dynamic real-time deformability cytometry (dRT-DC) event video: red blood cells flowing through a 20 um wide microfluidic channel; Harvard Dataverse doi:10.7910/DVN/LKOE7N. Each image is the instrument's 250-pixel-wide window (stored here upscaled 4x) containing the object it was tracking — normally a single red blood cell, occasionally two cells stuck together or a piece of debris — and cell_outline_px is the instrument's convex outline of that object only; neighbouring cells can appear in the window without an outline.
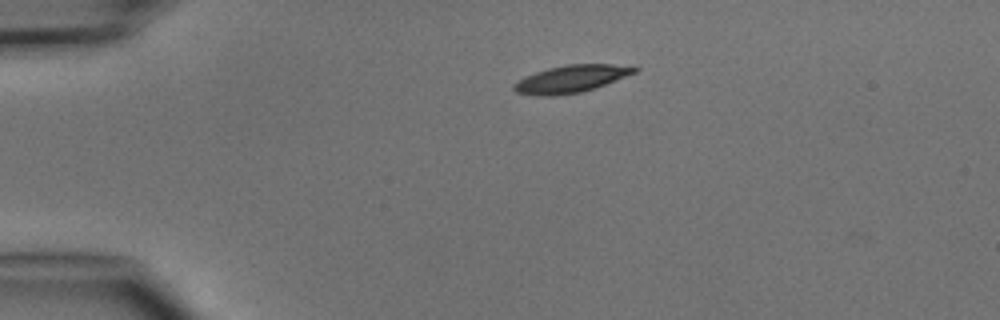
{"species": "common noctule bat (a hibernating species)", "species_latin": "Nyctalus noctula", "temperature_condition": "cold", "stored_images_in_passage": 2, "camera_frame_rate_fps": 3000, "um_per_image_px": 0.085, "animal": {"sex": "male", "body_mass_g": 15.6}, "frame": {"image": 1, "passage_image": 1, "time_ms": 0.0, "image_size_px": [1000, 320], "cell_outline_px": [[640, 68], [636, 72], [596, 88], [580, 92], [552, 96], [536, 96], [516, 92], [512, 88], [512, 84], [524, 76], [548, 68], [568, 64], [612, 64]], "centroid_in_image_um": [48.5, 6.71], "position_along_channel_um": 36.5, "area_um2": 19.19}}